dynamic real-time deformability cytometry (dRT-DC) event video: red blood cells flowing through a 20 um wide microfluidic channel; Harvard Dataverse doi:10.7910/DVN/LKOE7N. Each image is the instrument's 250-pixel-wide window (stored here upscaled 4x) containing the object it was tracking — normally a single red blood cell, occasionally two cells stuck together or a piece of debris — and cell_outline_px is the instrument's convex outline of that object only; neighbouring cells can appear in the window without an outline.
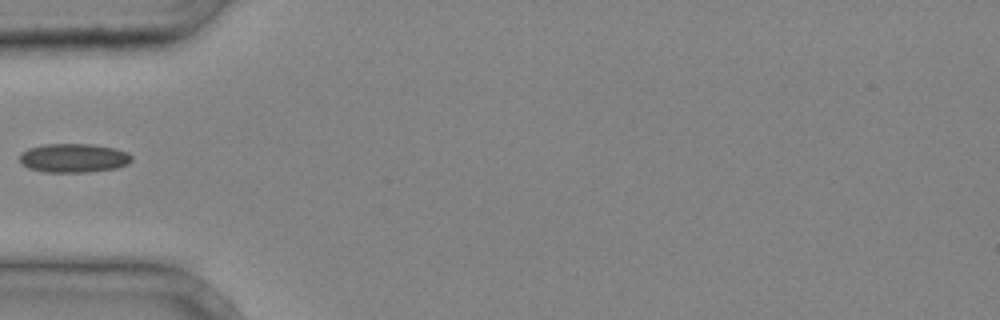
{"species": "common noctule bat (a hibernating species)", "species_latin": "Nyctalus noctula", "temperature_condition": "cold", "stored_images_in_passage": 1, "camera_frame_rate_fps": 3000, "um_per_image_px": 0.085, "animal": {"sex": "male", "body_mass_g": 20.4}, "frame": {"image": 1, "passage_image": 1, "time_ms": 0.0, "image_size_px": [1000, 320], "cell_outline_px": [[132, 160], [128, 164], [116, 168], [88, 172], [44, 172], [28, 168], [20, 164], [20, 152], [28, 148], [44, 144], [92, 144], [116, 148], [128, 152], [132, 156]], "centroid_in_image_um": [6.25, 13.43], "position_along_channel_um": 78.7, "area_um2": 19.13}}